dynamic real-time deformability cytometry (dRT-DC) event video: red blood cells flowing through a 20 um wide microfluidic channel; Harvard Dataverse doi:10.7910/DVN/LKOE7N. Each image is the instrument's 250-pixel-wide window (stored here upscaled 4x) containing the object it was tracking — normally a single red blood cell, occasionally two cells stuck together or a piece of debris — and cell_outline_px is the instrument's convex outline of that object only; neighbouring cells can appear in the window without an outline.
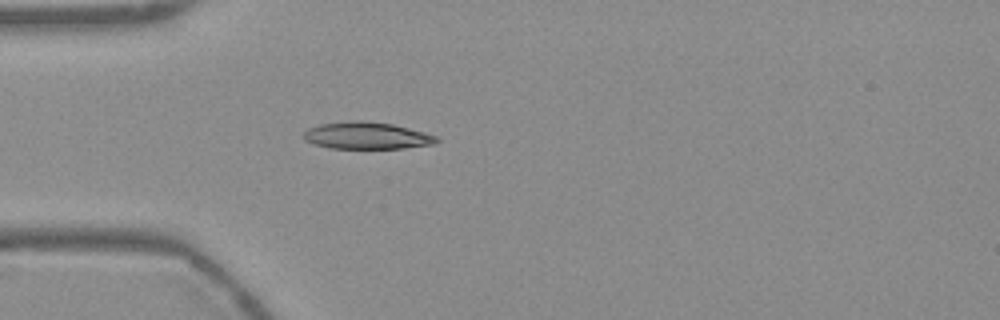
{"species": "Egyptian fruit bat (a non-hibernating species)", "species_latin": "Rousettus aegyptiacus", "temperature_condition": "warm", "stored_images_in_passage": 39, "camera_frame_rate_fps": 3000, "um_per_image_px": 0.085, "frame": {"image": 1, "passage_image": 1, "time_ms": 0.0, "image_size_px": [1000, 320], "cell_outline_px": [[440, 140], [436, 144], [404, 148], [328, 148], [312, 144], [304, 140], [304, 132], [308, 128], [320, 124], [352, 120], [360, 120], [392, 124], [440, 136]], "centroid_in_image_um": [31.19, 11.53], "position_along_channel_um": 53.8, "area_um2": 21.1}}
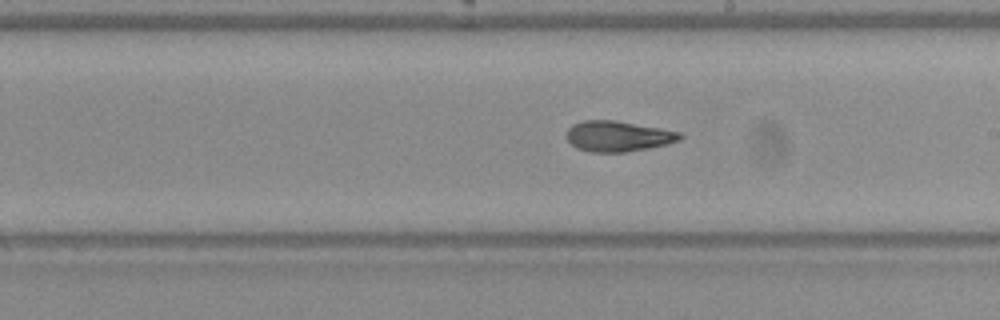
{"frame": {"image": 2, "passage_image": 16, "time_ms": 5.0, "image_size_px": [1000, 320], "cell_outline_px": [[684, 136], [680, 140], [668, 144], [628, 152], [592, 152], [576, 148], [568, 140], [568, 128], [572, 124], [584, 120], [616, 120], [660, 128], [680, 132]], "centroid_in_image_um": [52.56, 11.58], "position_along_channel_um": 236.4, "area_um2": 20.23}}
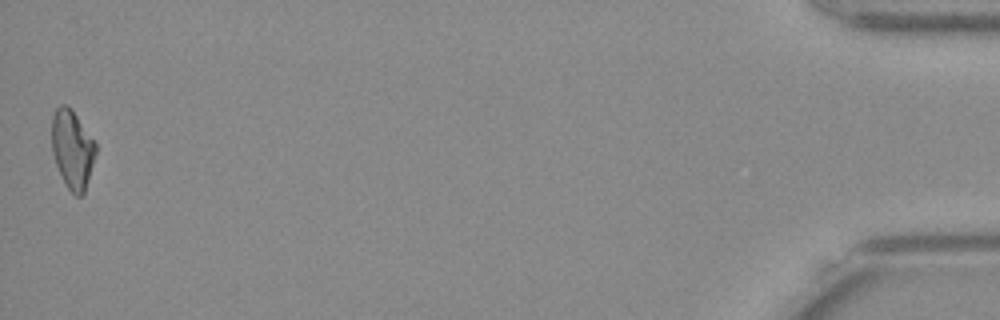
{"frame": {"image": 3, "passage_image": 39, "time_ms": 12.667, "image_size_px": [1000, 320], "cell_outline_px": [[96, 152], [84, 192], [80, 196], [76, 196], [68, 188], [56, 164], [52, 152], [52, 116], [56, 108], [60, 104], [68, 104], [72, 108], [96, 144]], "centroid_in_image_um": [6.13, 12.63], "position_along_channel_um": 429.1, "area_um2": 19.88}, "authors_computed_cell_mechanics": {"area_um2": 20.23, "velocity_mm_per_s": 3.7666, "shape_relaxation_time_tau1_ms": null, "shape_relaxation_time_tau2_ms": 2.5921, "deformation_change_tau1": null, "deformation_change_tau2": 0.0923}}